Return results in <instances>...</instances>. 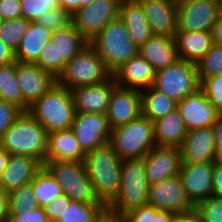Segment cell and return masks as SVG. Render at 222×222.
Returning <instances> with one entry per match:
<instances>
[{"instance_id":"13","label":"cell","mask_w":222,"mask_h":222,"mask_svg":"<svg viewBox=\"0 0 222 222\" xmlns=\"http://www.w3.org/2000/svg\"><path fill=\"white\" fill-rule=\"evenodd\" d=\"M16 77L23 98V112L57 83L52 73L32 63L16 61Z\"/></svg>"},{"instance_id":"60","label":"cell","mask_w":222,"mask_h":222,"mask_svg":"<svg viewBox=\"0 0 222 222\" xmlns=\"http://www.w3.org/2000/svg\"><path fill=\"white\" fill-rule=\"evenodd\" d=\"M116 222H121L119 218H116Z\"/></svg>"},{"instance_id":"20","label":"cell","mask_w":222,"mask_h":222,"mask_svg":"<svg viewBox=\"0 0 222 222\" xmlns=\"http://www.w3.org/2000/svg\"><path fill=\"white\" fill-rule=\"evenodd\" d=\"M213 170L214 162L181 164L179 176L194 205L213 195Z\"/></svg>"},{"instance_id":"21","label":"cell","mask_w":222,"mask_h":222,"mask_svg":"<svg viewBox=\"0 0 222 222\" xmlns=\"http://www.w3.org/2000/svg\"><path fill=\"white\" fill-rule=\"evenodd\" d=\"M180 151L182 164L215 162V139L212 126L188 131Z\"/></svg>"},{"instance_id":"50","label":"cell","mask_w":222,"mask_h":222,"mask_svg":"<svg viewBox=\"0 0 222 222\" xmlns=\"http://www.w3.org/2000/svg\"><path fill=\"white\" fill-rule=\"evenodd\" d=\"M174 222H203L199 212L193 208L189 211L175 213Z\"/></svg>"},{"instance_id":"37","label":"cell","mask_w":222,"mask_h":222,"mask_svg":"<svg viewBox=\"0 0 222 222\" xmlns=\"http://www.w3.org/2000/svg\"><path fill=\"white\" fill-rule=\"evenodd\" d=\"M29 23L28 20L22 17L4 20L0 27V39L15 52L27 31Z\"/></svg>"},{"instance_id":"1","label":"cell","mask_w":222,"mask_h":222,"mask_svg":"<svg viewBox=\"0 0 222 222\" xmlns=\"http://www.w3.org/2000/svg\"><path fill=\"white\" fill-rule=\"evenodd\" d=\"M84 163L97 197L107 206L118 194L122 160L108 142L86 153Z\"/></svg>"},{"instance_id":"4","label":"cell","mask_w":222,"mask_h":222,"mask_svg":"<svg viewBox=\"0 0 222 222\" xmlns=\"http://www.w3.org/2000/svg\"><path fill=\"white\" fill-rule=\"evenodd\" d=\"M149 187L143 158L122 160L120 187L107 205L108 216L120 218L130 209L147 205Z\"/></svg>"},{"instance_id":"38","label":"cell","mask_w":222,"mask_h":222,"mask_svg":"<svg viewBox=\"0 0 222 222\" xmlns=\"http://www.w3.org/2000/svg\"><path fill=\"white\" fill-rule=\"evenodd\" d=\"M199 80L222 74V45L212 44L211 49L197 63Z\"/></svg>"},{"instance_id":"46","label":"cell","mask_w":222,"mask_h":222,"mask_svg":"<svg viewBox=\"0 0 222 222\" xmlns=\"http://www.w3.org/2000/svg\"><path fill=\"white\" fill-rule=\"evenodd\" d=\"M0 16L4 20L21 18L20 0H0Z\"/></svg>"},{"instance_id":"18","label":"cell","mask_w":222,"mask_h":222,"mask_svg":"<svg viewBox=\"0 0 222 222\" xmlns=\"http://www.w3.org/2000/svg\"><path fill=\"white\" fill-rule=\"evenodd\" d=\"M152 34L175 37L178 30L177 0H137Z\"/></svg>"},{"instance_id":"54","label":"cell","mask_w":222,"mask_h":222,"mask_svg":"<svg viewBox=\"0 0 222 222\" xmlns=\"http://www.w3.org/2000/svg\"><path fill=\"white\" fill-rule=\"evenodd\" d=\"M61 8L73 15L79 9V0H61Z\"/></svg>"},{"instance_id":"44","label":"cell","mask_w":222,"mask_h":222,"mask_svg":"<svg viewBox=\"0 0 222 222\" xmlns=\"http://www.w3.org/2000/svg\"><path fill=\"white\" fill-rule=\"evenodd\" d=\"M21 113L15 105L0 100V139Z\"/></svg>"},{"instance_id":"45","label":"cell","mask_w":222,"mask_h":222,"mask_svg":"<svg viewBox=\"0 0 222 222\" xmlns=\"http://www.w3.org/2000/svg\"><path fill=\"white\" fill-rule=\"evenodd\" d=\"M71 201L72 199H70L66 194L58 196L43 207L46 217L58 220L59 216L63 214V211L69 206Z\"/></svg>"},{"instance_id":"3","label":"cell","mask_w":222,"mask_h":222,"mask_svg":"<svg viewBox=\"0 0 222 222\" xmlns=\"http://www.w3.org/2000/svg\"><path fill=\"white\" fill-rule=\"evenodd\" d=\"M48 134L71 128L75 106L71 91L56 83L36 100L27 111Z\"/></svg>"},{"instance_id":"22","label":"cell","mask_w":222,"mask_h":222,"mask_svg":"<svg viewBox=\"0 0 222 222\" xmlns=\"http://www.w3.org/2000/svg\"><path fill=\"white\" fill-rule=\"evenodd\" d=\"M43 165L27 155H9L7 165L0 176V188L10 193L30 184Z\"/></svg>"},{"instance_id":"33","label":"cell","mask_w":222,"mask_h":222,"mask_svg":"<svg viewBox=\"0 0 222 222\" xmlns=\"http://www.w3.org/2000/svg\"><path fill=\"white\" fill-rule=\"evenodd\" d=\"M39 207H44L63 194L62 187L43 166L30 183Z\"/></svg>"},{"instance_id":"10","label":"cell","mask_w":222,"mask_h":222,"mask_svg":"<svg viewBox=\"0 0 222 222\" xmlns=\"http://www.w3.org/2000/svg\"><path fill=\"white\" fill-rule=\"evenodd\" d=\"M121 0H94L71 15V22L90 42L109 22L119 17Z\"/></svg>"},{"instance_id":"16","label":"cell","mask_w":222,"mask_h":222,"mask_svg":"<svg viewBox=\"0 0 222 222\" xmlns=\"http://www.w3.org/2000/svg\"><path fill=\"white\" fill-rule=\"evenodd\" d=\"M146 179L149 184L179 175L182 159L180 148L153 147L144 157Z\"/></svg>"},{"instance_id":"49","label":"cell","mask_w":222,"mask_h":222,"mask_svg":"<svg viewBox=\"0 0 222 222\" xmlns=\"http://www.w3.org/2000/svg\"><path fill=\"white\" fill-rule=\"evenodd\" d=\"M213 195L222 196V165L214 162L213 170Z\"/></svg>"},{"instance_id":"59","label":"cell","mask_w":222,"mask_h":222,"mask_svg":"<svg viewBox=\"0 0 222 222\" xmlns=\"http://www.w3.org/2000/svg\"><path fill=\"white\" fill-rule=\"evenodd\" d=\"M3 21H4V19L0 16V27L2 26Z\"/></svg>"},{"instance_id":"32","label":"cell","mask_w":222,"mask_h":222,"mask_svg":"<svg viewBox=\"0 0 222 222\" xmlns=\"http://www.w3.org/2000/svg\"><path fill=\"white\" fill-rule=\"evenodd\" d=\"M108 216L104 203H83L72 200L58 222H101Z\"/></svg>"},{"instance_id":"2","label":"cell","mask_w":222,"mask_h":222,"mask_svg":"<svg viewBox=\"0 0 222 222\" xmlns=\"http://www.w3.org/2000/svg\"><path fill=\"white\" fill-rule=\"evenodd\" d=\"M48 133L28 112H22L0 139L10 155H27L42 165L46 161Z\"/></svg>"},{"instance_id":"14","label":"cell","mask_w":222,"mask_h":222,"mask_svg":"<svg viewBox=\"0 0 222 222\" xmlns=\"http://www.w3.org/2000/svg\"><path fill=\"white\" fill-rule=\"evenodd\" d=\"M71 129L85 153L108 143L111 133L103 113H75Z\"/></svg>"},{"instance_id":"58","label":"cell","mask_w":222,"mask_h":222,"mask_svg":"<svg viewBox=\"0 0 222 222\" xmlns=\"http://www.w3.org/2000/svg\"><path fill=\"white\" fill-rule=\"evenodd\" d=\"M44 222H58V220L46 218Z\"/></svg>"},{"instance_id":"39","label":"cell","mask_w":222,"mask_h":222,"mask_svg":"<svg viewBox=\"0 0 222 222\" xmlns=\"http://www.w3.org/2000/svg\"><path fill=\"white\" fill-rule=\"evenodd\" d=\"M22 18L37 22L46 12L61 7V0H20Z\"/></svg>"},{"instance_id":"25","label":"cell","mask_w":222,"mask_h":222,"mask_svg":"<svg viewBox=\"0 0 222 222\" xmlns=\"http://www.w3.org/2000/svg\"><path fill=\"white\" fill-rule=\"evenodd\" d=\"M85 155L71 128L48 134L46 161H84Z\"/></svg>"},{"instance_id":"42","label":"cell","mask_w":222,"mask_h":222,"mask_svg":"<svg viewBox=\"0 0 222 222\" xmlns=\"http://www.w3.org/2000/svg\"><path fill=\"white\" fill-rule=\"evenodd\" d=\"M200 82L210 103L222 114V74L205 77Z\"/></svg>"},{"instance_id":"51","label":"cell","mask_w":222,"mask_h":222,"mask_svg":"<svg viewBox=\"0 0 222 222\" xmlns=\"http://www.w3.org/2000/svg\"><path fill=\"white\" fill-rule=\"evenodd\" d=\"M15 61L14 51L0 39V65Z\"/></svg>"},{"instance_id":"34","label":"cell","mask_w":222,"mask_h":222,"mask_svg":"<svg viewBox=\"0 0 222 222\" xmlns=\"http://www.w3.org/2000/svg\"><path fill=\"white\" fill-rule=\"evenodd\" d=\"M0 100L15 105L23 112V98L16 77V61L0 65Z\"/></svg>"},{"instance_id":"28","label":"cell","mask_w":222,"mask_h":222,"mask_svg":"<svg viewBox=\"0 0 222 222\" xmlns=\"http://www.w3.org/2000/svg\"><path fill=\"white\" fill-rule=\"evenodd\" d=\"M153 123L156 146L181 147L188 130L177 108Z\"/></svg>"},{"instance_id":"9","label":"cell","mask_w":222,"mask_h":222,"mask_svg":"<svg viewBox=\"0 0 222 222\" xmlns=\"http://www.w3.org/2000/svg\"><path fill=\"white\" fill-rule=\"evenodd\" d=\"M200 84L196 63L178 59L156 72L153 87L178 103L196 92Z\"/></svg>"},{"instance_id":"35","label":"cell","mask_w":222,"mask_h":222,"mask_svg":"<svg viewBox=\"0 0 222 222\" xmlns=\"http://www.w3.org/2000/svg\"><path fill=\"white\" fill-rule=\"evenodd\" d=\"M175 213L157 210L145 205L128 210L119 219L121 222H174Z\"/></svg>"},{"instance_id":"6","label":"cell","mask_w":222,"mask_h":222,"mask_svg":"<svg viewBox=\"0 0 222 222\" xmlns=\"http://www.w3.org/2000/svg\"><path fill=\"white\" fill-rule=\"evenodd\" d=\"M109 143L121 160L143 158L156 146L154 123L141 115L127 124L111 129Z\"/></svg>"},{"instance_id":"57","label":"cell","mask_w":222,"mask_h":222,"mask_svg":"<svg viewBox=\"0 0 222 222\" xmlns=\"http://www.w3.org/2000/svg\"><path fill=\"white\" fill-rule=\"evenodd\" d=\"M101 222H116V218L107 216L104 220Z\"/></svg>"},{"instance_id":"41","label":"cell","mask_w":222,"mask_h":222,"mask_svg":"<svg viewBox=\"0 0 222 222\" xmlns=\"http://www.w3.org/2000/svg\"><path fill=\"white\" fill-rule=\"evenodd\" d=\"M195 209L199 212L203 222H222V196L212 195L208 199L198 202Z\"/></svg>"},{"instance_id":"23","label":"cell","mask_w":222,"mask_h":222,"mask_svg":"<svg viewBox=\"0 0 222 222\" xmlns=\"http://www.w3.org/2000/svg\"><path fill=\"white\" fill-rule=\"evenodd\" d=\"M156 71L140 54L123 63L112 76L118 86L143 90L153 86Z\"/></svg>"},{"instance_id":"24","label":"cell","mask_w":222,"mask_h":222,"mask_svg":"<svg viewBox=\"0 0 222 222\" xmlns=\"http://www.w3.org/2000/svg\"><path fill=\"white\" fill-rule=\"evenodd\" d=\"M139 54L157 72L174 64L179 58L175 37L153 34L140 48Z\"/></svg>"},{"instance_id":"30","label":"cell","mask_w":222,"mask_h":222,"mask_svg":"<svg viewBox=\"0 0 222 222\" xmlns=\"http://www.w3.org/2000/svg\"><path fill=\"white\" fill-rule=\"evenodd\" d=\"M51 38L58 46L59 58H62V72L66 63L89 44L72 22L53 31Z\"/></svg>"},{"instance_id":"8","label":"cell","mask_w":222,"mask_h":222,"mask_svg":"<svg viewBox=\"0 0 222 222\" xmlns=\"http://www.w3.org/2000/svg\"><path fill=\"white\" fill-rule=\"evenodd\" d=\"M43 166L70 199L83 203H103L95 193L84 161H45Z\"/></svg>"},{"instance_id":"52","label":"cell","mask_w":222,"mask_h":222,"mask_svg":"<svg viewBox=\"0 0 222 222\" xmlns=\"http://www.w3.org/2000/svg\"><path fill=\"white\" fill-rule=\"evenodd\" d=\"M9 208H8V193L0 188V222H8Z\"/></svg>"},{"instance_id":"43","label":"cell","mask_w":222,"mask_h":222,"mask_svg":"<svg viewBox=\"0 0 222 222\" xmlns=\"http://www.w3.org/2000/svg\"><path fill=\"white\" fill-rule=\"evenodd\" d=\"M37 22L53 32L70 24L71 15L61 7H57L46 12Z\"/></svg>"},{"instance_id":"5","label":"cell","mask_w":222,"mask_h":222,"mask_svg":"<svg viewBox=\"0 0 222 222\" xmlns=\"http://www.w3.org/2000/svg\"><path fill=\"white\" fill-rule=\"evenodd\" d=\"M89 44L112 73L126 61L139 55V47L131 40L120 17L105 25Z\"/></svg>"},{"instance_id":"19","label":"cell","mask_w":222,"mask_h":222,"mask_svg":"<svg viewBox=\"0 0 222 222\" xmlns=\"http://www.w3.org/2000/svg\"><path fill=\"white\" fill-rule=\"evenodd\" d=\"M116 86L112 76L102 83L71 89L75 113L106 114L112 91Z\"/></svg>"},{"instance_id":"12","label":"cell","mask_w":222,"mask_h":222,"mask_svg":"<svg viewBox=\"0 0 222 222\" xmlns=\"http://www.w3.org/2000/svg\"><path fill=\"white\" fill-rule=\"evenodd\" d=\"M147 204L157 210L180 213L195 208L179 175L150 184Z\"/></svg>"},{"instance_id":"7","label":"cell","mask_w":222,"mask_h":222,"mask_svg":"<svg viewBox=\"0 0 222 222\" xmlns=\"http://www.w3.org/2000/svg\"><path fill=\"white\" fill-rule=\"evenodd\" d=\"M112 77L96 50L87 44L78 54L69 60L57 83L69 90L81 86L102 83Z\"/></svg>"},{"instance_id":"48","label":"cell","mask_w":222,"mask_h":222,"mask_svg":"<svg viewBox=\"0 0 222 222\" xmlns=\"http://www.w3.org/2000/svg\"><path fill=\"white\" fill-rule=\"evenodd\" d=\"M215 139L216 162L222 165V114H220L212 125Z\"/></svg>"},{"instance_id":"26","label":"cell","mask_w":222,"mask_h":222,"mask_svg":"<svg viewBox=\"0 0 222 222\" xmlns=\"http://www.w3.org/2000/svg\"><path fill=\"white\" fill-rule=\"evenodd\" d=\"M52 31L38 22H30L14 52L15 61L34 64L44 46L52 39Z\"/></svg>"},{"instance_id":"29","label":"cell","mask_w":222,"mask_h":222,"mask_svg":"<svg viewBox=\"0 0 222 222\" xmlns=\"http://www.w3.org/2000/svg\"><path fill=\"white\" fill-rule=\"evenodd\" d=\"M119 17L125 23L131 40L139 48L153 35L137 0H121Z\"/></svg>"},{"instance_id":"55","label":"cell","mask_w":222,"mask_h":222,"mask_svg":"<svg viewBox=\"0 0 222 222\" xmlns=\"http://www.w3.org/2000/svg\"><path fill=\"white\" fill-rule=\"evenodd\" d=\"M9 153H7L1 146H0V176L4 171L7 161L9 159Z\"/></svg>"},{"instance_id":"56","label":"cell","mask_w":222,"mask_h":222,"mask_svg":"<svg viewBox=\"0 0 222 222\" xmlns=\"http://www.w3.org/2000/svg\"><path fill=\"white\" fill-rule=\"evenodd\" d=\"M94 0H79V8L90 5Z\"/></svg>"},{"instance_id":"15","label":"cell","mask_w":222,"mask_h":222,"mask_svg":"<svg viewBox=\"0 0 222 222\" xmlns=\"http://www.w3.org/2000/svg\"><path fill=\"white\" fill-rule=\"evenodd\" d=\"M111 129L127 124L142 115L141 90L116 86L106 111Z\"/></svg>"},{"instance_id":"40","label":"cell","mask_w":222,"mask_h":222,"mask_svg":"<svg viewBox=\"0 0 222 222\" xmlns=\"http://www.w3.org/2000/svg\"><path fill=\"white\" fill-rule=\"evenodd\" d=\"M34 64L49 71L56 78L62 73V58H59L58 46L53 40H50L44 46L38 60Z\"/></svg>"},{"instance_id":"11","label":"cell","mask_w":222,"mask_h":222,"mask_svg":"<svg viewBox=\"0 0 222 222\" xmlns=\"http://www.w3.org/2000/svg\"><path fill=\"white\" fill-rule=\"evenodd\" d=\"M177 31H211L222 13V0H177Z\"/></svg>"},{"instance_id":"31","label":"cell","mask_w":222,"mask_h":222,"mask_svg":"<svg viewBox=\"0 0 222 222\" xmlns=\"http://www.w3.org/2000/svg\"><path fill=\"white\" fill-rule=\"evenodd\" d=\"M142 115L152 122L165 117L177 108V102L153 86L141 90Z\"/></svg>"},{"instance_id":"53","label":"cell","mask_w":222,"mask_h":222,"mask_svg":"<svg viewBox=\"0 0 222 222\" xmlns=\"http://www.w3.org/2000/svg\"><path fill=\"white\" fill-rule=\"evenodd\" d=\"M211 36L214 44L222 45V13L211 28Z\"/></svg>"},{"instance_id":"17","label":"cell","mask_w":222,"mask_h":222,"mask_svg":"<svg viewBox=\"0 0 222 222\" xmlns=\"http://www.w3.org/2000/svg\"><path fill=\"white\" fill-rule=\"evenodd\" d=\"M177 109L188 131L211 127L221 114L210 103L201 88L178 102Z\"/></svg>"},{"instance_id":"47","label":"cell","mask_w":222,"mask_h":222,"mask_svg":"<svg viewBox=\"0 0 222 222\" xmlns=\"http://www.w3.org/2000/svg\"><path fill=\"white\" fill-rule=\"evenodd\" d=\"M46 218L43 207H38L23 214H9L8 222H44Z\"/></svg>"},{"instance_id":"27","label":"cell","mask_w":222,"mask_h":222,"mask_svg":"<svg viewBox=\"0 0 222 222\" xmlns=\"http://www.w3.org/2000/svg\"><path fill=\"white\" fill-rule=\"evenodd\" d=\"M178 58L197 63L211 49V31H177L175 35Z\"/></svg>"},{"instance_id":"36","label":"cell","mask_w":222,"mask_h":222,"mask_svg":"<svg viewBox=\"0 0 222 222\" xmlns=\"http://www.w3.org/2000/svg\"><path fill=\"white\" fill-rule=\"evenodd\" d=\"M31 184H27L8 193L9 214H23L38 208Z\"/></svg>"}]
</instances>
